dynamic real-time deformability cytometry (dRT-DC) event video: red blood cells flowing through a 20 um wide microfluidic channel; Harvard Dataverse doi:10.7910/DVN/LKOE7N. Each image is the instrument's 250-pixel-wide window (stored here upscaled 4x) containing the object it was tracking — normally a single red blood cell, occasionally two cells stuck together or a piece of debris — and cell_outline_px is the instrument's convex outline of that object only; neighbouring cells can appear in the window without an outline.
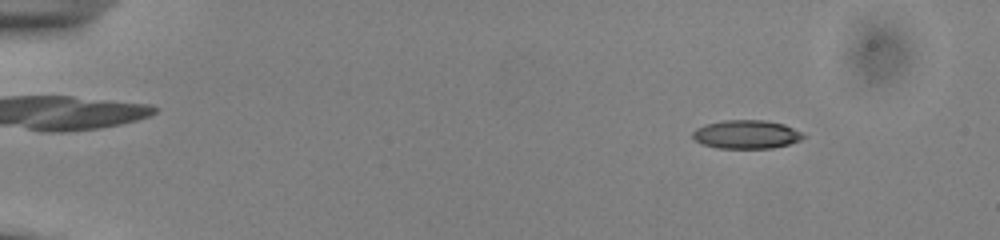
{"species": "common noctule bat (a hibernating species)", "species_latin": "Nyctalus noctula", "temperature_condition": "cold", "stored_images_in_passage": 54, "camera_frame_rate_fps": 3000, "um_per_image_px": 0.085, "animal": {"sex": "male", "body_mass_g": 13.0, "forearm_length_mm": 53.1}, "frame": {"image": 1, "passage_image": 7, "time_ms": 2.0, "image_size_px": [1000, 240], "cell_outline_px": [[804, 136], [800, 140], [788, 144], [772, 148], [716, 148], [700, 144], [692, 136], [692, 132], [696, 128], [704, 124], [724, 120], [764, 120], [784, 124], [800, 132]], "centroid_in_image_um": [63.38, 11.42], "position_along_channel_um": 21.6, "area_um2": 18.38}}
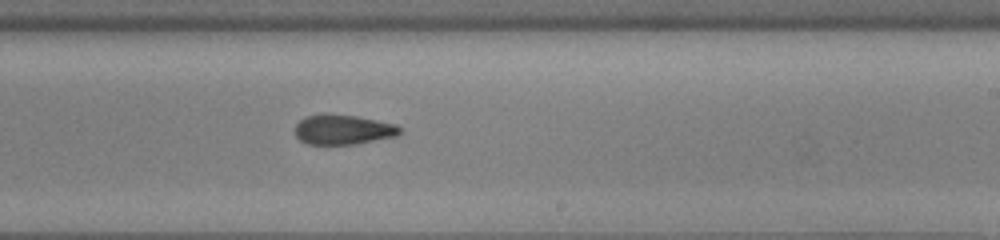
{"frame": {"image": 2, "passage_image": 34, "time_ms": 11.0, "image_size_px": [1000, 240], "cell_outline_px": [[400, 132], [396, 136], [356, 144], [308, 144], [300, 140], [296, 136], [296, 124], [300, 120], [308, 116], [356, 116], [396, 124], [400, 128]], "centroid_in_image_um": [29.19, 11.05], "position_along_channel_um": 259.8, "area_um2": 17.57}}
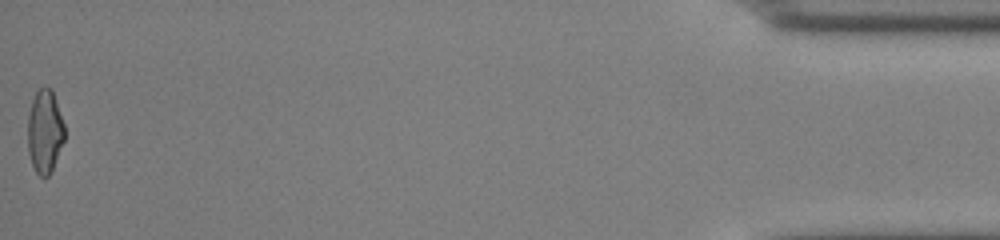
{"frame": {"image": 3, "passage_image": 54, "time_ms": 17.667, "image_size_px": [1000, 240], "cell_outline_px": [[64, 140], [52, 172], [48, 176], [40, 176], [36, 172], [32, 164], [28, 152], [28, 116], [32, 100], [36, 92], [40, 88], [52, 88], [64, 124]], "centroid_in_image_um": [3.81, 11.19], "position_along_channel_um": 431.4, "area_um2": 17.86}, "authors_computed_cell_mechanics": {"area_um2": 18.8139, "velocity_mm_per_s": 3.8845, "shape_relaxation_time_tau1_ms": null, "shape_relaxation_time_tau2_ms": 3.5874, "deformation_change_tau1": null, "deformation_change_tau2": 0.0966}}